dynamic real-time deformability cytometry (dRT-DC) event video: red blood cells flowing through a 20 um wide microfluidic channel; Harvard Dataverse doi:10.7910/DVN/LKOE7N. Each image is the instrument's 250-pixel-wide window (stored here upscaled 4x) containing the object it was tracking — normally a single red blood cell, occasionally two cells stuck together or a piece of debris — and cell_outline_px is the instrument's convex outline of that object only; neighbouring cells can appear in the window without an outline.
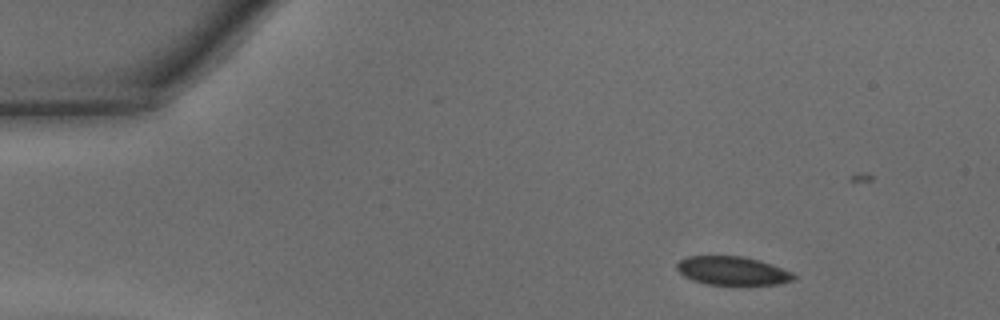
{"species": "common noctule bat (a hibernating species)", "species_latin": "Nyctalus noctula", "temperature_condition": "warm", "stored_images_in_passage": 37, "camera_frame_rate_fps": 3000, "um_per_image_px": 0.085, "animal": {"sex": "male", "body_mass_g": 15.6}, "frame": {"image": 1, "passage_image": 6, "time_ms": 1.667, "image_size_px": [1000, 320], "cell_outline_px": [[796, 276], [792, 280], [776, 284], [708, 284], [684, 276], [676, 268], [676, 264], [680, 260], [688, 256], [744, 256], [760, 260], [792, 272]], "centroid_in_image_um": [62.25, 23.0], "position_along_channel_um": 22.8, "area_um2": 19.13}}
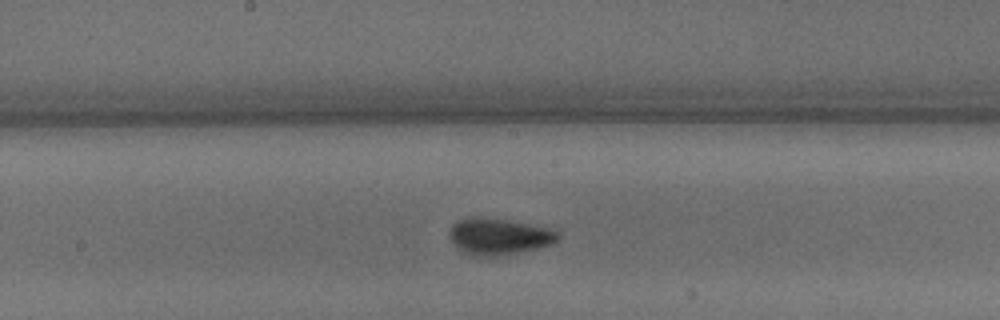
{"frame": {"image": 2, "passage_image": 24, "time_ms": 7.667, "image_size_px": [1000, 320], "cell_outline_px": [[560, 236], [556, 240], [548, 244], [536, 248], [496, 256], [468, 256], [452, 240], [452, 224], [460, 220], [472, 216], [504, 220], [556, 228]], "centroid_in_image_um": [42.45, 20.09], "position_along_channel_um": 205.8, "area_um2": 22.48}}
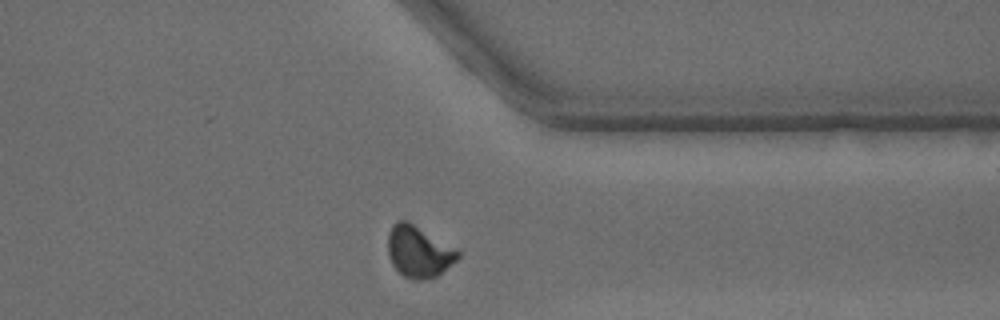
{"frame": {"image": 3, "passage_image": 36, "time_ms": 11.667, "image_size_px": [1000, 320], "cell_outline_px": [[460, 256], [452, 264], [436, 276], [424, 280], [416, 280], [404, 276], [392, 264], [388, 256], [388, 232], [392, 224], [396, 220], [408, 220], [460, 252]], "centroid_in_image_um": [35.55, 21.37], "position_along_channel_um": 375.9, "area_um2": 20.81}}